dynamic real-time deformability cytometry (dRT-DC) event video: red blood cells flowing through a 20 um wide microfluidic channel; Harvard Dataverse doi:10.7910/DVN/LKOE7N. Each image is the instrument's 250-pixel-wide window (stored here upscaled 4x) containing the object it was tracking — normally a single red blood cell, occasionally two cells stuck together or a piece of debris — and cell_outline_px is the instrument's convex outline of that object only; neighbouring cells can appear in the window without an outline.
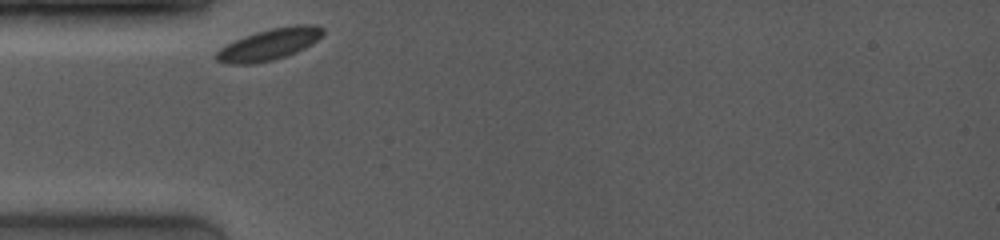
{"species": "common noctule bat (a hibernating species)", "species_latin": "Nyctalus noctula", "temperature_condition": "room temperature", "stored_images_in_passage": 61, "camera_frame_rate_fps": 4000, "um_per_image_px": 0.085, "animal": {"sex": "female", "body_mass_g": 19.0, "forearm_length_mm": 53.3}, "frame": {"image": 1, "passage_image": 1, "time_ms": 0.0, "image_size_px": [1000, 240], "cell_outline_px": [[324, 32], [316, 40], [304, 48], [296, 52], [272, 60], [252, 64], [228, 64], [216, 60], [216, 52], [220, 48], [244, 36], [256, 32], [272, 28], [296, 24], [312, 24], [324, 28]], "centroid_in_image_um": [22.88, 3.76], "position_along_channel_um": 62.1, "area_um2": 19.25}}
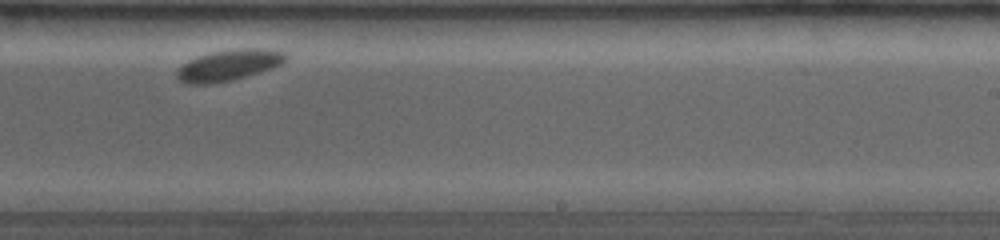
{"frame": {"image": 2, "passage_image": 38, "time_ms": 5.75, "image_size_px": [1000, 240], "cell_outline_px": [[288, 56], [280, 64], [272, 68], [232, 80], [212, 84], [184, 84], [176, 76], [176, 72], [188, 60], [196, 56], [212, 52], [236, 48], [260, 48], [284, 52]], "centroid_in_image_um": [19.41, 5.54], "position_along_channel_um": 269.6, "area_um2": 19.59}}
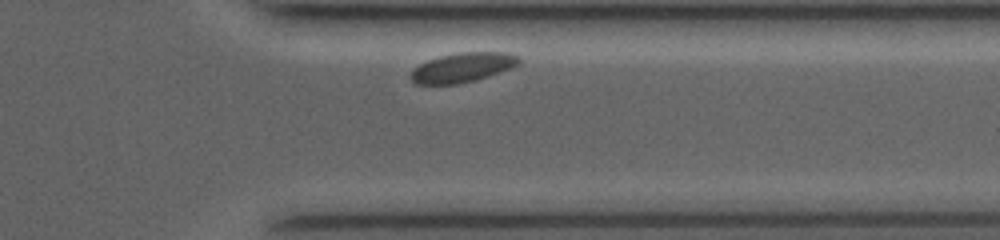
{"frame": {"image": 3, "passage_image": 56, "time_ms": 8.5, "image_size_px": [1000, 240], "cell_outline_px": [[524, 60], [520, 64], [512, 68], [476, 80], [456, 84], [416, 84], [408, 76], [412, 68], [428, 60], [440, 56], [460, 52], [508, 52], [520, 56]], "centroid_in_image_um": [39.36, 5.73], "position_along_channel_um": 372.0, "area_um2": 18.9}}